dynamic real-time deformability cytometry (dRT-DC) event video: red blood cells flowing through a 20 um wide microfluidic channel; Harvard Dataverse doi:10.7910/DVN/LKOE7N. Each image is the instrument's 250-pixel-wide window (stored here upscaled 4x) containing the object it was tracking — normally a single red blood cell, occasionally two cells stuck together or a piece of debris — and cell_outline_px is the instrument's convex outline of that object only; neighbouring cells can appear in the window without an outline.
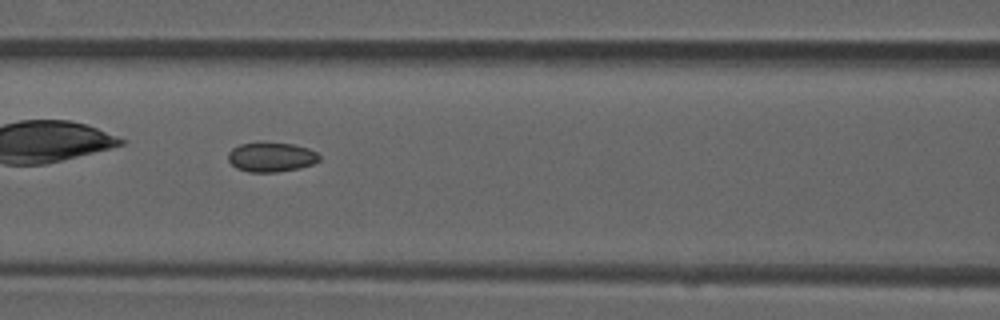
{"species": "common noctule bat (a hibernating species)", "species_latin": "Nyctalus noctula", "temperature_condition": "room temperature", "stored_images_in_passage": 50, "camera_frame_rate_fps": 3000, "um_per_image_px": 0.085, "animal": {"sex": "male", "forearm_length_mm": 52.5}, "frame": {"image": 1, "passage_image": 22, "time_ms": 7.0, "image_size_px": [1000, 320], "cell_outline_px": [[320, 160], [312, 164], [300, 168], [276, 172], [248, 172], [236, 168], [228, 160], [228, 152], [232, 148], [240, 144], [260, 140], [292, 144], [308, 148], [316, 152], [320, 156]], "centroid_in_image_um": [23.03, 13.32], "position_along_channel_um": 143.6, "area_um2": 16.13}}
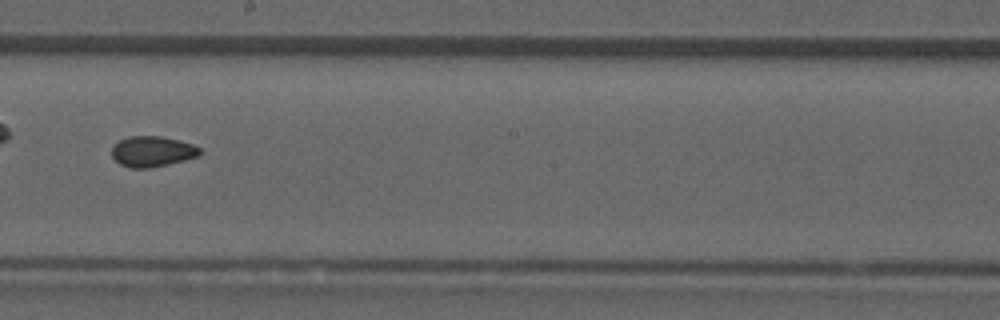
{"frame": {"image": 2, "passage_image": 29, "time_ms": 9.333, "image_size_px": [1000, 320], "cell_outline_px": [[200, 156], [152, 168], [128, 168], [120, 164], [112, 156], [112, 148], [120, 140], [128, 136], [160, 136], [180, 140], [192, 144], [200, 148]], "centroid_in_image_um": [12.95, 12.88], "position_along_channel_um": 235.2, "area_um2": 15.72}, "authors_computed_cell_mechanics": {"area_um2": 15.895, "velocity_mm_per_s": 3.9402, "shape_relaxation_time_tau1_ms": null, "shape_relaxation_time_tau2_ms": 2.5854, "deformation_change_tau1": null, "deformation_change_tau2": 0.0698}}